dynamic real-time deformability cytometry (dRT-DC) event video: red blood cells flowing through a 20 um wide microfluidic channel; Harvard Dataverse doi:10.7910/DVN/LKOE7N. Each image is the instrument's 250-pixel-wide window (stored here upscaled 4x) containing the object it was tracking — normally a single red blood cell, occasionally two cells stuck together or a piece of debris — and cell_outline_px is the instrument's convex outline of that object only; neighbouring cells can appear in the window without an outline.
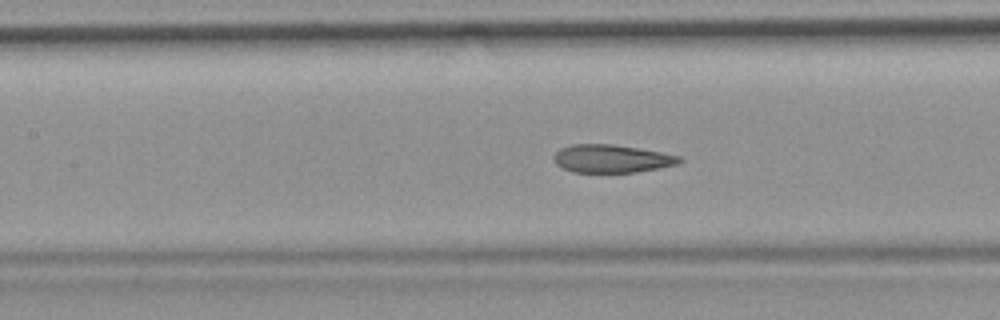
{"species": "common noctule bat (a hibernating species)", "species_latin": "Nyctalus noctula", "temperature_condition": "room temperature", "stored_images_in_passage": 55, "camera_frame_rate_fps": 3000, "um_per_image_px": 0.085, "animal": {"sex": "female", "body_mass_g": 19.9}, "frame": {"image": 1, "passage_image": 24, "time_ms": 7.667, "image_size_px": [1000, 320], "cell_outline_px": [[684, 160], [676, 164], [660, 168], [636, 172], [572, 172], [560, 168], [556, 164], [552, 156], [560, 148], [572, 144], [612, 144], [660, 152], [680, 156]], "centroid_in_image_um": [51.95, 13.49], "position_along_channel_um": 155.5, "area_um2": 20.52}, "authors_computed_cell_mechanics": {"area_um2": 22.1374, "velocity_mm_per_s": 3.7359, "shape_relaxation_time_tau1_ms": null, "shape_relaxation_time_tau2_ms": 1.486, "deformation_change_tau1": null, "deformation_change_tau2": 0.0791}}